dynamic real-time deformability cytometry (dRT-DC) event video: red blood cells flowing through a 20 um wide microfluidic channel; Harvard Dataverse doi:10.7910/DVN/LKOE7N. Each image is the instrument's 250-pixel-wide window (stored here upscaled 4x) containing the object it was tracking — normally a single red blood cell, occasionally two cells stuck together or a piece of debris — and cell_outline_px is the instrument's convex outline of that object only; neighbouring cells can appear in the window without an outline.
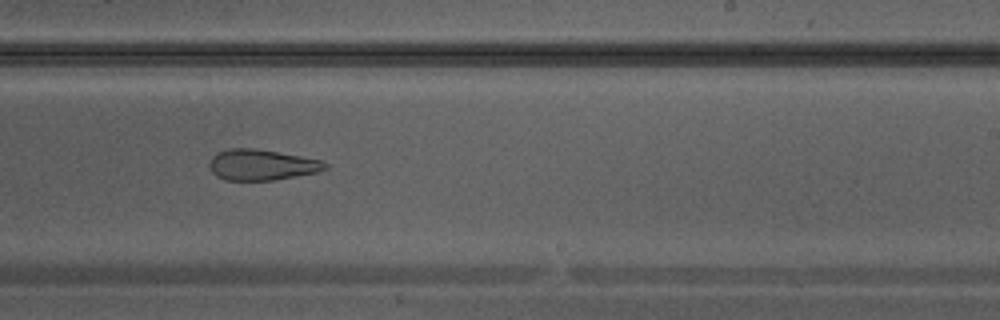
{"species": "Egyptian fruit bat (a non-hibernating species)", "species_latin": "Rousettus aegyptiacus", "temperature_condition": "warm", "stored_images_in_passage": 27, "camera_frame_rate_fps": 3000, "um_per_image_px": 0.085, "animal": {"sex": "male"}, "frame": {"image": 1, "passage_image": 16, "time_ms": 5.0, "image_size_px": [1000, 320], "cell_outline_px": [[328, 168], [316, 172], [272, 180], [224, 180], [216, 176], [212, 172], [208, 164], [212, 156], [216, 152], [228, 148], [256, 148], [324, 160], [328, 164]], "centroid_in_image_um": [22.22, 13.99], "position_along_channel_um": 266.8, "area_um2": 20.92}}